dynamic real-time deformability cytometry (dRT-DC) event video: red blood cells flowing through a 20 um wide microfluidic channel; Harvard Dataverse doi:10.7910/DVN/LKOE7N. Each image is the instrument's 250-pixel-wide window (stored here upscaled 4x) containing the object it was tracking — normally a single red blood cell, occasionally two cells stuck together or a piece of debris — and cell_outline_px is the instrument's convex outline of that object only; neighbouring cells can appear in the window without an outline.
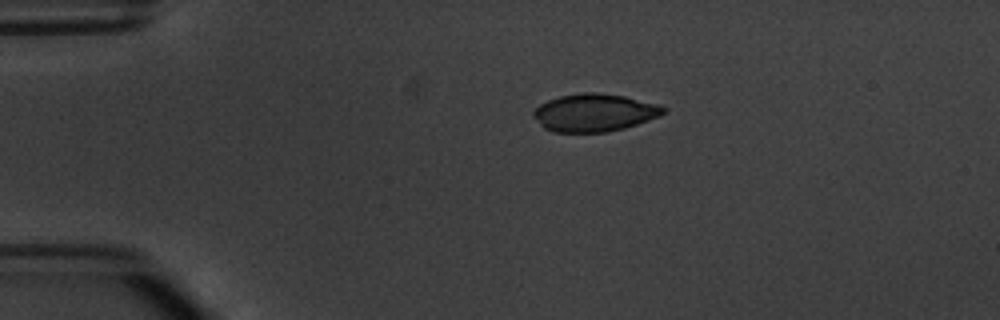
{"species": "common noctule bat (a hibernating species)", "species_latin": "Nyctalus noctula", "temperature_condition": "warm", "stored_images_in_passage": 2, "camera_frame_rate_fps": 3000, "um_per_image_px": 0.085, "animal": {"sex": "male", "body_mass_g": 20.1, "forearm_length_mm": 53.5}, "frame": {"image": 1, "passage_image": 1, "time_ms": 0.0, "image_size_px": [1000, 320], "cell_outline_px": [[668, 108], [660, 116], [624, 128], [608, 132], [552, 132], [544, 128], [532, 116], [532, 112], [540, 104], [548, 100], [560, 96], [584, 92], [596, 92], [624, 96], [656, 104]], "centroid_in_image_um": [50.49, 9.58], "position_along_channel_um": 34.5, "area_um2": 28.5}}